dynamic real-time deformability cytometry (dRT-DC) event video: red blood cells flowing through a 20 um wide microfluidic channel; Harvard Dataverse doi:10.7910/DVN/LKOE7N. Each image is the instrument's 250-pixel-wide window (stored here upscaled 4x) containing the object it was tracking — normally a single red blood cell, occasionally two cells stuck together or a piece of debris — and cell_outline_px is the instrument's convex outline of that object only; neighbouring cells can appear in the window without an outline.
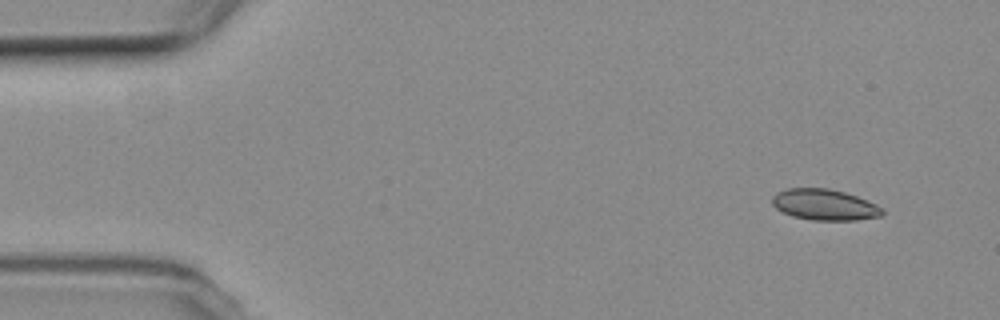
{"species": "common noctule bat (a hibernating species)", "species_latin": "Nyctalus noctula", "temperature_condition": "room temperature", "stored_images_in_passage": 3, "camera_frame_rate_fps": 3000, "um_per_image_px": 0.085, "animal": {"sex": "female", "body_mass_g": 19.3, "forearm_length_mm": 54.1}, "frame": {"image": 1, "passage_image": 1, "time_ms": 0.0, "image_size_px": [1000, 320], "cell_outline_px": [[884, 212], [880, 216], [856, 220], [812, 220], [792, 216], [776, 208], [772, 204], [772, 196], [776, 192], [788, 188], [828, 188], [844, 192], [868, 200], [884, 208]], "centroid_in_image_um": [70.09, 17.39], "position_along_channel_um": 14.9, "area_um2": 19.94}}
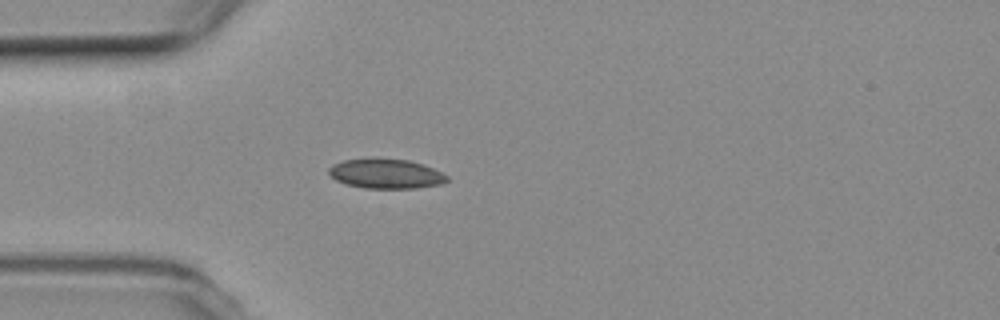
{"frame": {"image": 2, "passage_image": 3, "time_ms": 3.667, "image_size_px": [1000, 320], "cell_outline_px": [[448, 180], [444, 184], [416, 188], [364, 188], [348, 184], [336, 180], [328, 172], [328, 168], [332, 164], [344, 160], [408, 160], [424, 164], [448, 176]], "centroid_in_image_um": [32.84, 14.79], "position_along_channel_um": 52.2, "area_um2": 19.94}}